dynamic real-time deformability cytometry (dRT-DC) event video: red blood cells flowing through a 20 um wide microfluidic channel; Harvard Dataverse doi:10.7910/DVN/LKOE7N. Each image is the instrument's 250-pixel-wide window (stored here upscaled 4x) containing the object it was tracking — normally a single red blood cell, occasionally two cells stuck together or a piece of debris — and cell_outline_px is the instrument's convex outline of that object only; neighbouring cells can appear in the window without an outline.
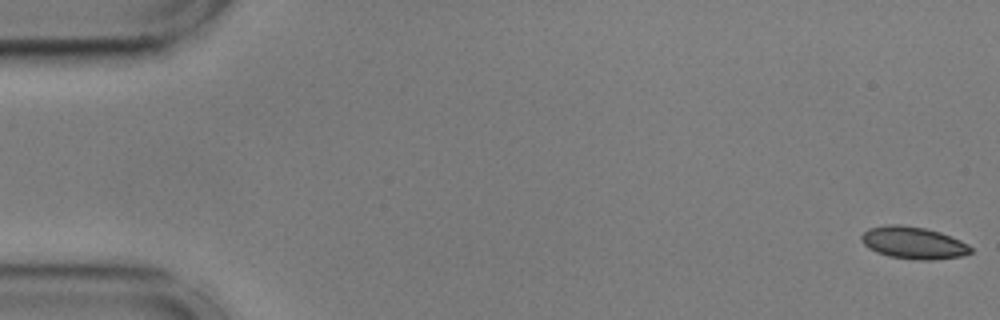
{"species": "common noctule bat (a hibernating species)", "species_latin": "Nyctalus noctula", "temperature_condition": "cold", "stored_images_in_passage": 55, "camera_frame_rate_fps": 3000, "um_per_image_px": 0.085, "animal": {"sex": "male", "body_mass_g": 17.9, "forearm_length_mm": 54.2}, "frame": {"image": 1, "passage_image": 1, "time_ms": 0.0, "image_size_px": [1000, 320], "cell_outline_px": [[972, 252], [960, 256], [932, 260], [916, 260], [888, 256], [876, 252], [868, 248], [860, 240], [860, 236], [868, 228], [888, 224], [900, 224], [924, 228], [940, 232], [960, 240], [968, 244], [972, 248]], "centroid_in_image_um": [77.61, 20.64], "position_along_channel_um": 7.4, "area_um2": 20.58}}
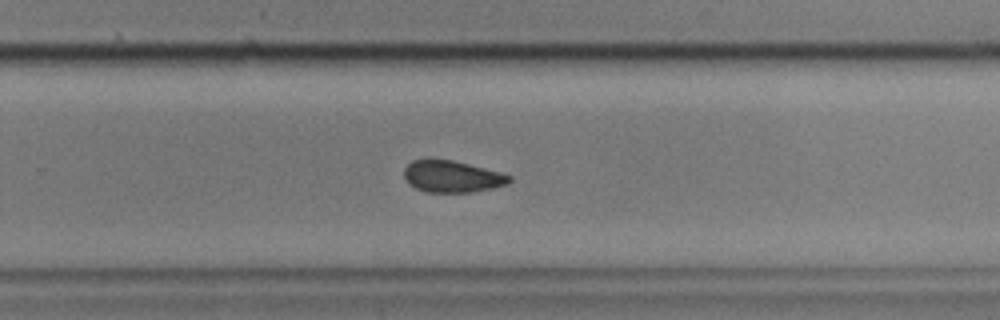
{"frame": {"image": 2, "passage_image": 36, "time_ms": 11.667, "image_size_px": [1000, 320], "cell_outline_px": [[512, 180], [508, 184], [492, 188], [472, 192], [428, 192], [416, 188], [408, 184], [404, 176], [404, 168], [412, 160], [428, 156], [432, 156], [452, 160], [500, 172], [512, 176]], "centroid_in_image_um": [38.38, 14.96], "position_along_channel_um": 291.4, "area_um2": 19.94}}
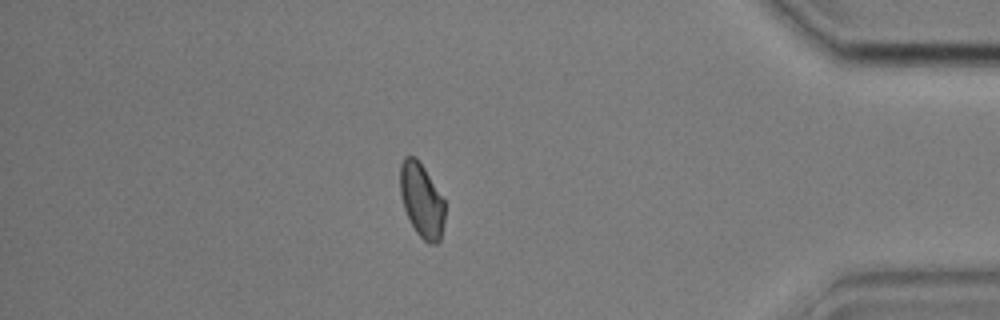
{"frame": {"image": 3, "passage_image": 48, "time_ms": 15.667, "image_size_px": [1000, 320], "cell_outline_px": [[444, 220], [440, 240], [436, 244], [428, 244], [416, 232], [404, 208], [400, 192], [400, 164], [404, 156], [416, 156], [424, 168], [444, 200]], "centroid_in_image_um": [35.83, 17.02], "position_along_channel_um": 399.4, "area_um2": 19.13}, "authors_computed_cell_mechanics": {"area_um2": 20.2878, "velocity_mm_per_s": 3.6045, "shape_relaxation_time_tau1_ms": 4.6002, "shape_relaxation_time_tau2_ms": 4.1061, "deformation_change_tau1": 0.0855, "deformation_change_tau2": 0.0879}}